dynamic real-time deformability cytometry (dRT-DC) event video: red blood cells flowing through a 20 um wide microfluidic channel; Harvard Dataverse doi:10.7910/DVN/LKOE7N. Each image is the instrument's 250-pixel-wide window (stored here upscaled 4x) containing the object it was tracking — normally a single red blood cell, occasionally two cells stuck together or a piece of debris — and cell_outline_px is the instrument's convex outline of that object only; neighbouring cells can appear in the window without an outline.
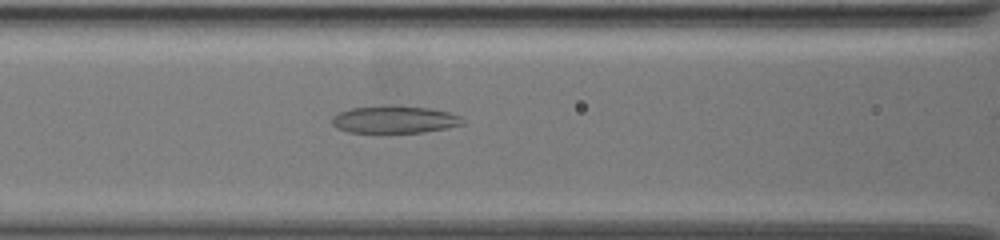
{"species": "common noctule bat (a hibernating species)", "species_latin": "Nyctalus noctula", "temperature_condition": "warm", "stored_images_in_passage": 29, "segment_of_instrument_passage": [1, 2], "camera_frame_rate_fps": 3000, "um_per_image_px": 0.085, "animal": {"sex": "female", "body_mass_g": 19.5, "forearm_length_mm": 54.1}, "frame": {"image": 1, "passage_image": 5, "time_ms": 1.333, "image_size_px": [1000, 240], "cell_outline_px": [[464, 124], [448, 128], [424, 132], [348, 132], [336, 128], [332, 124], [332, 120], [340, 112], [352, 108], [428, 108], [448, 112], [456, 116]], "centroid_in_image_um": [33.52, 10.21], "position_along_channel_um": 133.1, "area_um2": 19.54}}
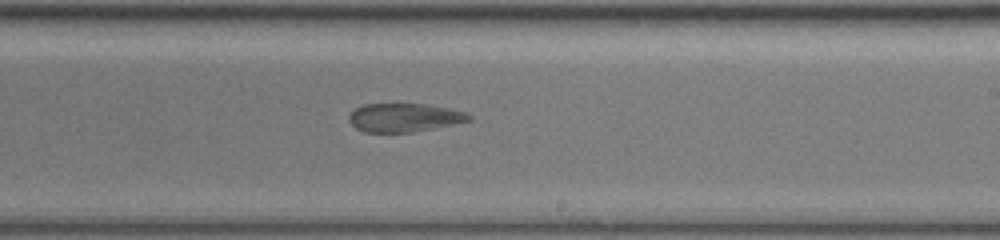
{"frame": {"image": 2, "passage_image": 15, "time_ms": 4.667, "image_size_px": [1000, 240], "cell_outline_px": [[472, 120], [412, 132], [364, 132], [356, 128], [348, 120], [348, 116], [356, 108], [364, 104], [424, 104], [448, 108], [464, 112], [472, 116]], "centroid_in_image_um": [34.33, 9.99], "position_along_channel_um": 254.7, "area_um2": 19.71}}
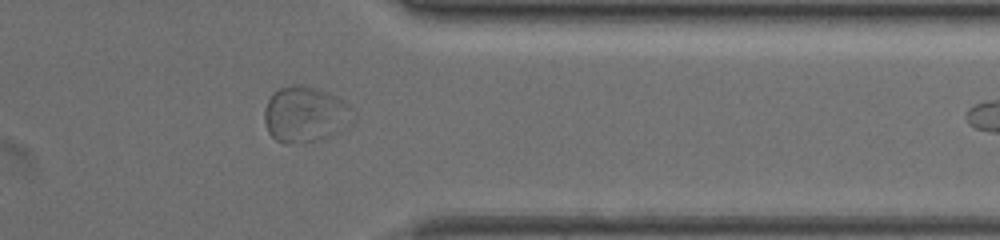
{"frame": {"image": 3, "passage_image": 26, "time_ms": 8.333, "image_size_px": [1000, 240], "cell_outline_px": [[348, 108], [324, 136], [316, 140], [300, 144], [284, 144], [276, 140], [268, 132], [264, 120], [264, 112], [268, 100], [280, 88], [296, 84], [320, 88], [336, 96], [348, 104]], "centroid_in_image_um": [25.67, 9.67], "position_along_channel_um": 385.7, "area_um2": 26.53}}